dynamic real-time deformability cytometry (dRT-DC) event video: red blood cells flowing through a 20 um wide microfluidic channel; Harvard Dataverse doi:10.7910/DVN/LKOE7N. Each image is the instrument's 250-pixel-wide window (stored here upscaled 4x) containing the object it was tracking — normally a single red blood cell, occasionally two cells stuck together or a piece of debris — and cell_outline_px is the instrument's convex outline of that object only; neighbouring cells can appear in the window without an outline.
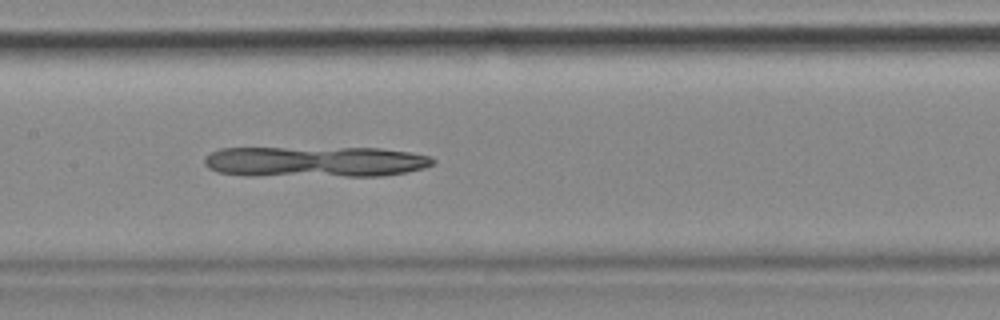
{"species": "common noctule bat (a hibernating species)", "species_latin": "Nyctalus noctula", "temperature_condition": "cold", "stored_images_in_passage": 42, "camera_frame_rate_fps": 3000, "um_per_image_px": 0.085, "animal": {"sex": "female", "body_mass_g": 18.4}, "frame": {"image": 1, "passage_image": 13, "time_ms": 4.0, "image_size_px": [1000, 320], "cell_outline_px": [[436, 160], [432, 164], [424, 168], [408, 172], [384, 176], [248, 176], [216, 172], [208, 168], [204, 164], [204, 156], [220, 148], [380, 148], [408, 152], [428, 156]], "centroid_in_image_um": [26.75, 13.76], "position_along_channel_um": 180.7, "area_um2": 41.5}}